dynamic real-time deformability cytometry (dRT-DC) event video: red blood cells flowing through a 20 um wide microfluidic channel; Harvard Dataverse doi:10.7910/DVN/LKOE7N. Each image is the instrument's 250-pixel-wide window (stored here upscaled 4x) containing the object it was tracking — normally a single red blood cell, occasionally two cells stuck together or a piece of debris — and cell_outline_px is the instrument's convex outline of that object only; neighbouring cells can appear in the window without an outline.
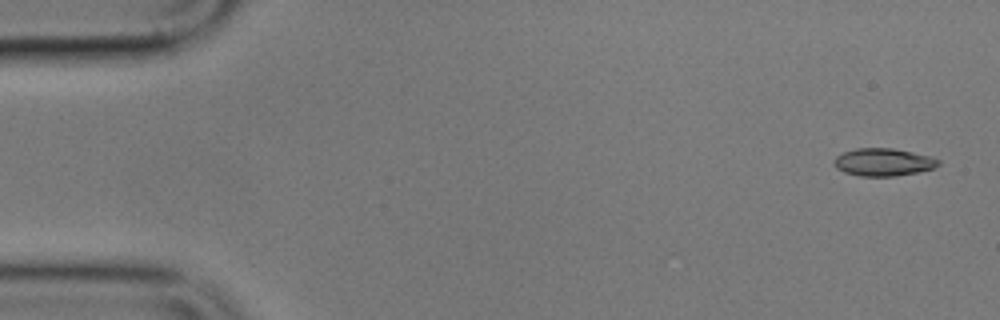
{"species": "common noctule bat (a hibernating species)", "species_latin": "Nyctalus noctula", "temperature_condition": "cold", "stored_images_in_passage": 5, "camera_frame_rate_fps": 3000, "um_per_image_px": 0.085, "animal": {"sex": "male", "body_mass_g": 17.9}, "frame": {"image": 1, "passage_image": 1, "time_ms": 0.0, "image_size_px": [1000, 320], "cell_outline_px": [[940, 164], [932, 168], [916, 172], [896, 176], [860, 176], [844, 172], [836, 168], [832, 160], [836, 156], [844, 152], [856, 148], [892, 148], [912, 152], [928, 156], [940, 160]], "centroid_in_image_um": [75.03, 13.78], "position_along_channel_um": 10.0, "area_um2": 16.7}}
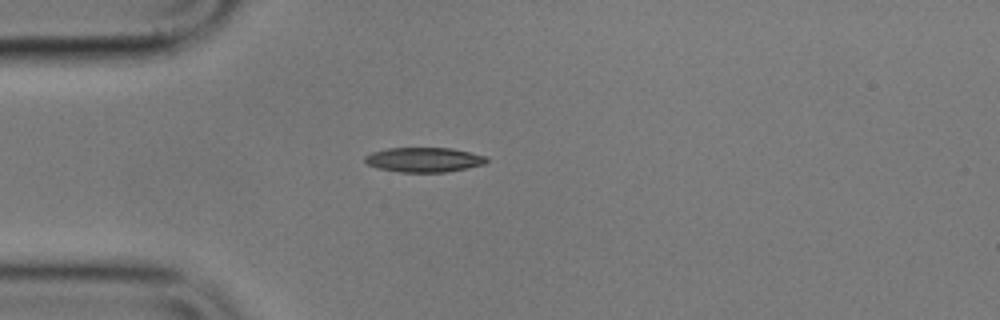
{"frame": {"image": 2, "passage_image": 4, "time_ms": 4.333, "image_size_px": [1000, 320], "cell_outline_px": [[488, 160], [484, 164], [468, 168], [444, 172], [400, 172], [376, 168], [368, 164], [364, 160], [364, 156], [372, 152], [388, 148], [452, 148], [484, 156]], "centroid_in_image_um": [36.0, 13.58], "position_along_channel_um": 49.0, "area_um2": 17.4}}